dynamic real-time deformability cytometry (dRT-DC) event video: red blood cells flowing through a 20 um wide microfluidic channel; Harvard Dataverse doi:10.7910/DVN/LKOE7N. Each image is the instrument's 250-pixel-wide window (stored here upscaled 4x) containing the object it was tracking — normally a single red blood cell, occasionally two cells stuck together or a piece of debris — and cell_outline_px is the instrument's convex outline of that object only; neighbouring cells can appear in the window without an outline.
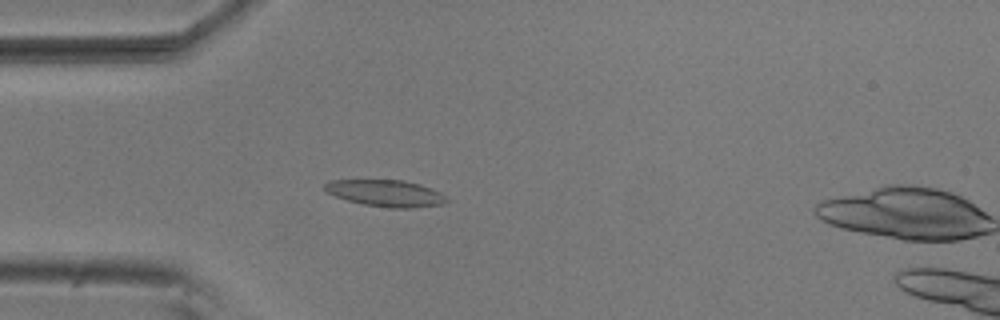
{"species": "common noctule bat (a hibernating species)", "species_latin": "Nyctalus noctula", "temperature_condition": "room temperature", "stored_images_in_passage": 2, "camera_frame_rate_fps": 3000, "um_per_image_px": 0.085, "animal": {"sex": "male", "body_mass_g": 20.5, "forearm_length_mm": 52.5}, "frame": {"image": 1, "passage_image": 1, "time_ms": 0.0, "image_size_px": [1000, 320], "cell_outline_px": [[448, 200], [444, 204], [412, 208], [388, 208], [364, 204], [348, 200], [336, 196], [328, 192], [324, 188], [324, 184], [332, 180], [404, 180], [420, 184], [432, 188], [440, 192]], "centroid_in_image_um": [32.83, 16.42], "position_along_channel_um": 52.2, "area_um2": 18.84}}